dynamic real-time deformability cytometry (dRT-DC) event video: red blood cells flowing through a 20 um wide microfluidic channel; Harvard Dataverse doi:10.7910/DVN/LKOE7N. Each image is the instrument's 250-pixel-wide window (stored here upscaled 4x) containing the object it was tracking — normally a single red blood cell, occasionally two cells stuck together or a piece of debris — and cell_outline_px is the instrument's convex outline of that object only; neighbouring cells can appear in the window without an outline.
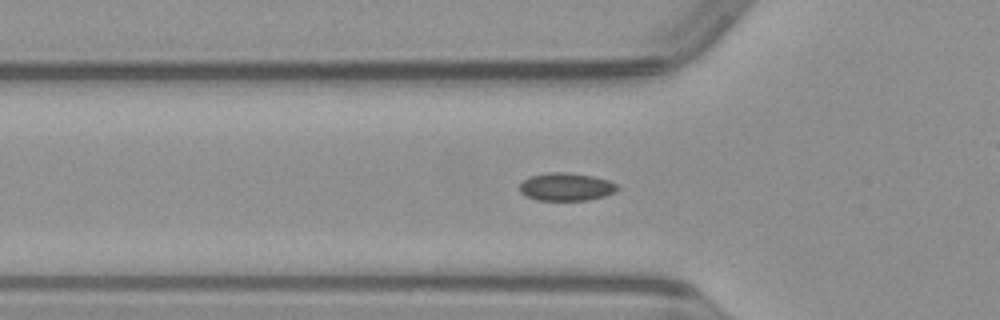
{"species": "common noctule bat (a hibernating species)", "species_latin": "Nyctalus noctula", "temperature_condition": "warm", "stored_images_in_passage": 44, "camera_frame_rate_fps": 3000, "um_per_image_px": 0.085, "animal": {"sex": "male", "body_mass_g": 23.1, "forearm_length_mm": 52.7}, "frame": {"image": 1, "passage_image": 15, "time_ms": 4.667, "image_size_px": [1000, 320], "cell_outline_px": [[620, 188], [616, 192], [604, 196], [588, 200], [536, 200], [520, 192], [520, 184], [528, 176], [548, 172], [568, 172], [592, 176], [608, 180], [616, 184]], "centroid_in_image_um": [48.13, 15.87], "position_along_channel_um": 77.7, "area_um2": 15.95}}
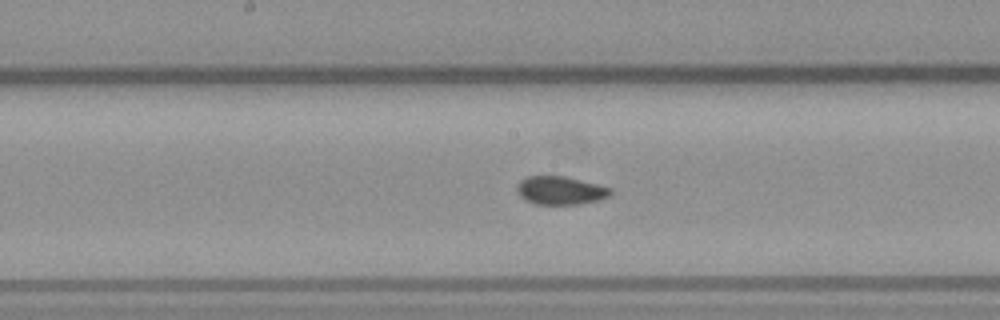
{"frame": {"image": 2, "passage_image": 24, "time_ms": 7.667, "image_size_px": [1000, 320], "cell_outline_px": [[612, 192], [608, 196], [600, 200], [576, 204], [536, 204], [520, 196], [516, 188], [520, 180], [528, 176], [564, 176], [612, 188]], "centroid_in_image_um": [47.64, 16.18], "position_along_channel_um": 200.6, "area_um2": 15.2}}
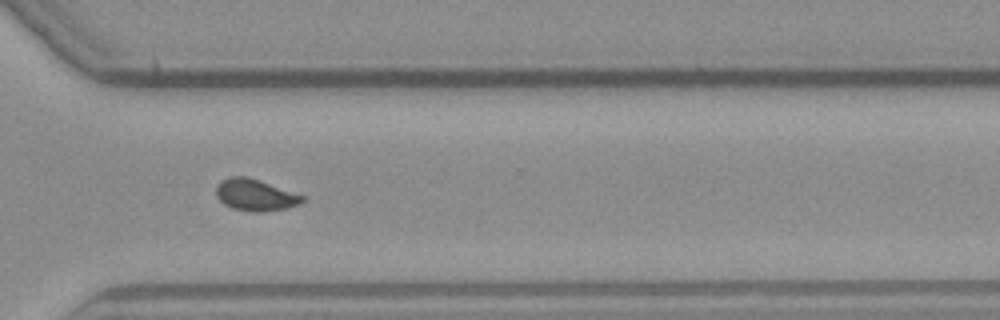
{"frame": {"image": 3, "passage_image": 35, "time_ms": 11.333, "image_size_px": [1000, 320], "cell_outline_px": [[304, 200], [300, 204], [284, 208], [260, 212], [252, 212], [232, 208], [224, 204], [216, 196], [216, 188], [220, 180], [228, 176], [248, 176], [304, 196]], "centroid_in_image_um": [21.65, 16.56], "position_along_channel_um": 348.9, "area_um2": 15.84}}